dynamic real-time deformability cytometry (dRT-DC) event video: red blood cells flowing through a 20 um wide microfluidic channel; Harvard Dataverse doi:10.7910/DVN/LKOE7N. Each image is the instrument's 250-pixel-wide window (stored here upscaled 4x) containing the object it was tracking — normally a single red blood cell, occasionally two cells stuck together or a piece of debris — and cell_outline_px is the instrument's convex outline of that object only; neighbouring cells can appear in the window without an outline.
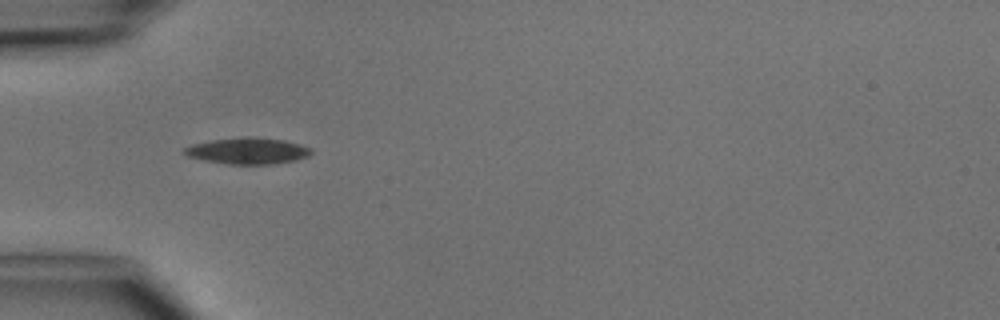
{"species": "common noctule bat (a hibernating species)", "species_latin": "Nyctalus noctula", "temperature_condition": "cold", "stored_images_in_passage": 8, "camera_frame_rate_fps": 3000, "um_per_image_px": 0.085, "animal": {"sex": "male", "body_mass_g": 15.6}, "frame": {"image": 1, "passage_image": 5, "time_ms": 4.667, "image_size_px": [1000, 320], "cell_outline_px": [[312, 152], [308, 156], [296, 160], [272, 164], [228, 164], [204, 160], [188, 156], [184, 152], [184, 148], [192, 144], [212, 140], [284, 140], [300, 144], [312, 148]], "centroid_in_image_um": [21.08, 12.88], "position_along_channel_um": 63.9, "area_um2": 18.32}}
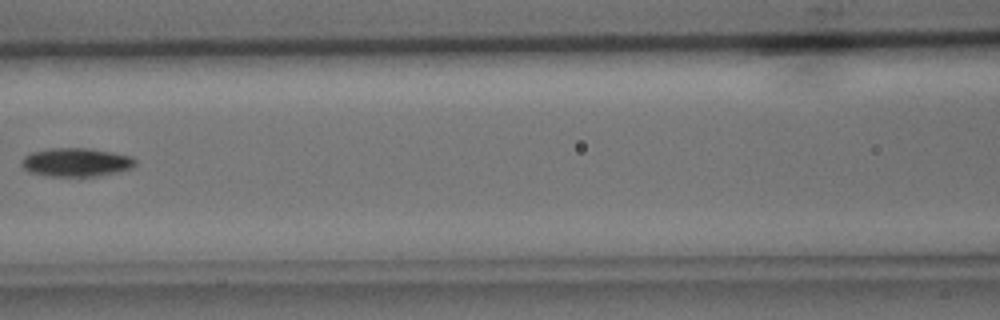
{"frame": {"image": 2, "passage_image": 7, "time_ms": 7.0, "image_size_px": [1000, 320], "cell_outline_px": [[136, 164], [132, 168], [120, 172], [100, 176], [44, 176], [28, 172], [20, 164], [20, 160], [24, 156], [32, 152], [52, 148], [88, 148], [112, 152], [132, 156], [136, 160]], "centroid_in_image_um": [6.47, 13.8], "position_along_channel_um": 160.1, "area_um2": 19.25}}
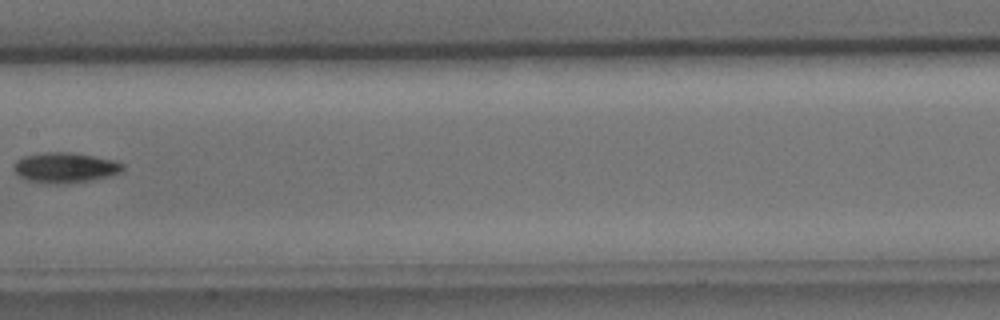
{"frame": {"image": 3, "passage_image": 8, "time_ms": 8.0, "image_size_px": [1000, 320], "cell_outline_px": [[124, 168], [120, 172], [108, 176], [92, 180], [60, 184], [48, 184], [28, 180], [20, 176], [12, 168], [12, 164], [16, 160], [24, 156], [40, 152], [72, 152], [116, 160], [124, 164]], "centroid_in_image_um": [5.51, 14.24], "position_along_channel_um": 201.9, "area_um2": 19.42}}